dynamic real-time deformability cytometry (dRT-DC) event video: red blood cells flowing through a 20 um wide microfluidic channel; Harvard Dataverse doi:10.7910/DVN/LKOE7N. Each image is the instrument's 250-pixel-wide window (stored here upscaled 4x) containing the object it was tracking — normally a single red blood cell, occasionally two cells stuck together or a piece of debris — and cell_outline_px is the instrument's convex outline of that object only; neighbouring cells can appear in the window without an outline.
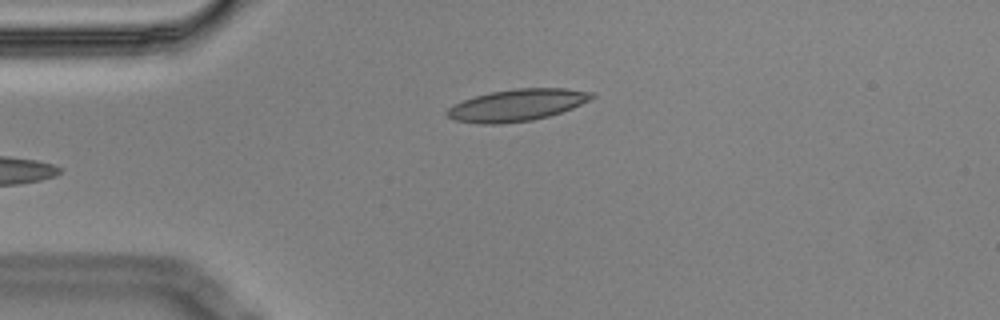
{"species": "Egyptian fruit bat (a non-hibernating species)", "species_latin": "Rousettus aegyptiacus", "temperature_condition": "cold", "stored_images_in_passage": 5, "camera_frame_rate_fps": 3000, "um_per_image_px": 0.085, "animal": {"sex": "male"}, "frame": {"image": 1, "passage_image": 5, "time_ms": 1.333, "image_size_px": [1000, 320], "cell_outline_px": [[596, 96], [572, 108], [548, 116], [532, 120], [500, 124], [480, 124], [456, 120], [448, 116], [444, 112], [448, 108], [464, 100], [476, 96], [492, 92], [516, 88], [568, 88], [596, 92]], "centroid_in_image_um": [43.98, 8.93], "position_along_channel_um": 41.0, "area_um2": 26.7}}